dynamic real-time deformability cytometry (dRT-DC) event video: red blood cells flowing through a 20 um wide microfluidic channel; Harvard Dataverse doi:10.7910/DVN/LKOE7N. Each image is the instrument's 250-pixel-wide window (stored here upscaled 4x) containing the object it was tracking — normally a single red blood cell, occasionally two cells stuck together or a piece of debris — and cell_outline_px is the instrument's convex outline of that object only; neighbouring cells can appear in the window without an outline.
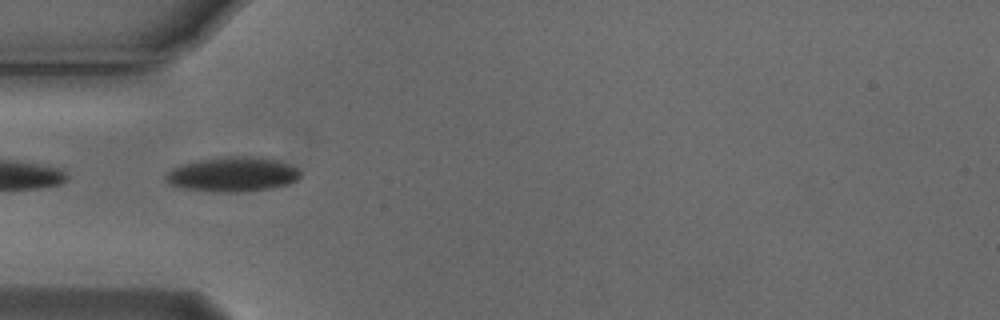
{"species": "Egyptian fruit bat (a non-hibernating species)", "species_latin": "Rousettus aegyptiacus", "temperature_condition": "cold", "stored_images_in_passage": 3, "camera_frame_rate_fps": 3000, "um_per_image_px": 0.085, "animal": {"sex": "male"}, "frame": {"image": 1, "passage_image": 1, "time_ms": 0.0, "image_size_px": [1000, 320], "cell_outline_px": [[300, 176], [296, 180], [288, 184], [272, 188], [236, 192], [212, 192], [188, 188], [168, 184], [164, 180], [164, 176], [172, 168], [180, 164], [200, 160], [224, 156], [260, 156], [276, 160], [288, 164], [296, 168], [300, 172]], "centroid_in_image_um": [19.75, 14.81], "position_along_channel_um": 65.2, "area_um2": 27.22}}